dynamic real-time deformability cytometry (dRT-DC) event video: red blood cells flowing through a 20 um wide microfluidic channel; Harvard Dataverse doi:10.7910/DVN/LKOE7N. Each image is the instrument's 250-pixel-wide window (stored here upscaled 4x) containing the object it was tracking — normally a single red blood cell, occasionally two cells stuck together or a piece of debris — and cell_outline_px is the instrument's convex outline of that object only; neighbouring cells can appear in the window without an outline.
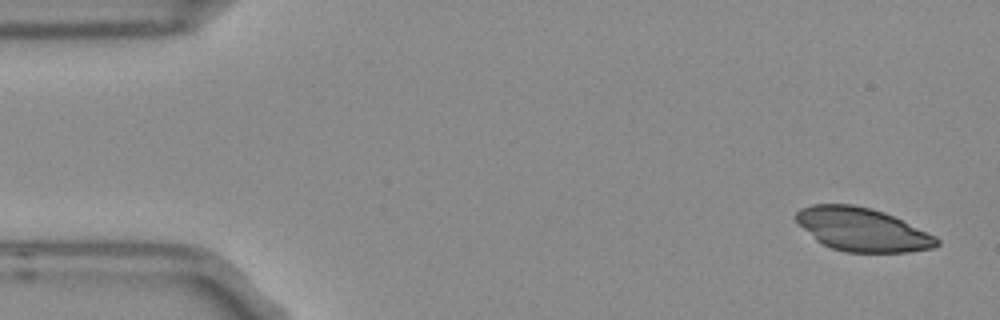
{"species": "Egyptian fruit bat (a non-hibernating species)", "species_latin": "Rousettus aegyptiacus", "temperature_condition": "room temperature", "stored_images_in_passage": 6, "camera_frame_rate_fps": 3000, "um_per_image_px": 0.085, "frame": {"image": 1, "passage_image": 1, "time_ms": 0.0, "image_size_px": [1000, 320], "cell_outline_px": [[940, 244], [932, 248], [908, 252], [844, 252], [832, 248], [816, 240], [796, 220], [796, 212], [800, 208], [812, 204], [852, 204], [872, 208], [884, 212], [936, 236], [940, 240]], "centroid_in_image_um": [73.3, 19.5], "position_along_channel_um": 11.7, "area_um2": 35.32}}